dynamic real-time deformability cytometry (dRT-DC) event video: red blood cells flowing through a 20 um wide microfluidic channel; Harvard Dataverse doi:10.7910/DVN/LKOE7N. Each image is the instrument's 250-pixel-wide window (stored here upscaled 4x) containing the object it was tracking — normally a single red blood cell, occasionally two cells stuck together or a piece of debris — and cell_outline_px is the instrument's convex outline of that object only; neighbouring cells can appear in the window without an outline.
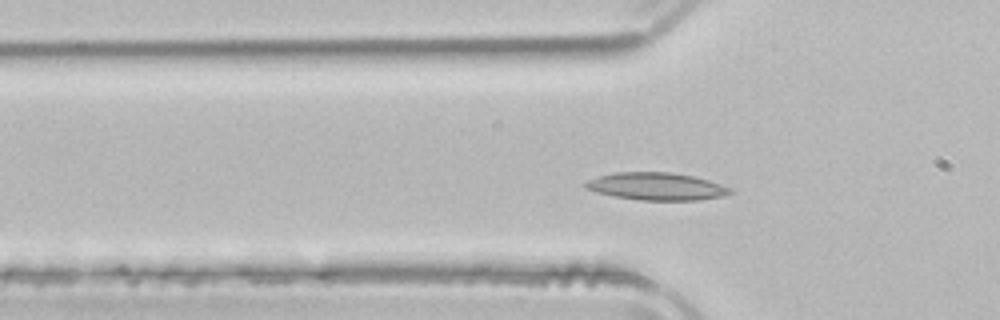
{"species": "common noctule bat (a hibernating species)", "species_latin": "Nyctalus noctula", "temperature_condition": "room temperature", "stored_images_in_passage": 50, "camera_frame_rate_fps": 3000, "um_per_image_px": 0.085, "animal": {"sex": "male", "body_mass_g": 21.5, "forearm_length_mm": 52.0}, "frame": {"image": 1, "passage_image": 14, "time_ms": 4.333, "image_size_px": [1000, 320], "cell_outline_px": [[732, 192], [724, 196], [700, 200], [640, 200], [616, 196], [596, 192], [584, 188], [584, 184], [588, 180], [600, 176], [616, 172], [672, 172], [692, 176], [708, 180], [732, 188]], "centroid_in_image_um": [55.82, 15.84], "position_along_channel_um": 70.0, "area_um2": 23.06}}
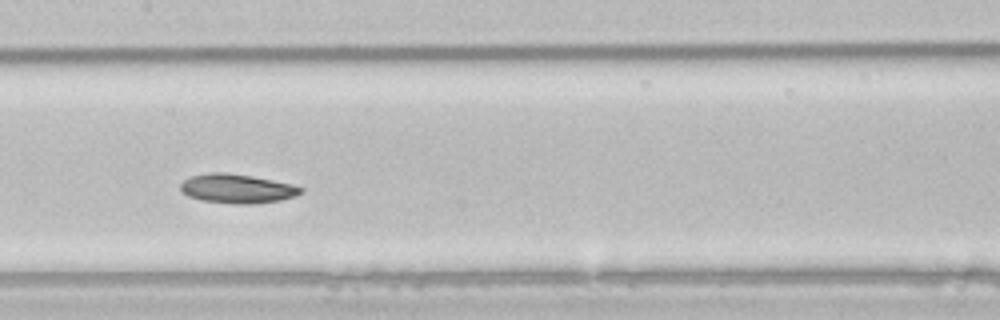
{"frame": {"image": 2, "passage_image": 23, "time_ms": 7.333, "image_size_px": [1000, 320], "cell_outline_px": [[304, 192], [296, 196], [280, 200], [248, 204], [236, 204], [200, 200], [188, 196], [180, 192], [180, 184], [184, 180], [192, 176], [212, 172], [224, 172], [252, 176], [292, 184], [304, 188]], "centroid_in_image_um": [20.15, 16.03], "position_along_channel_um": 187.3, "area_um2": 20.46}}
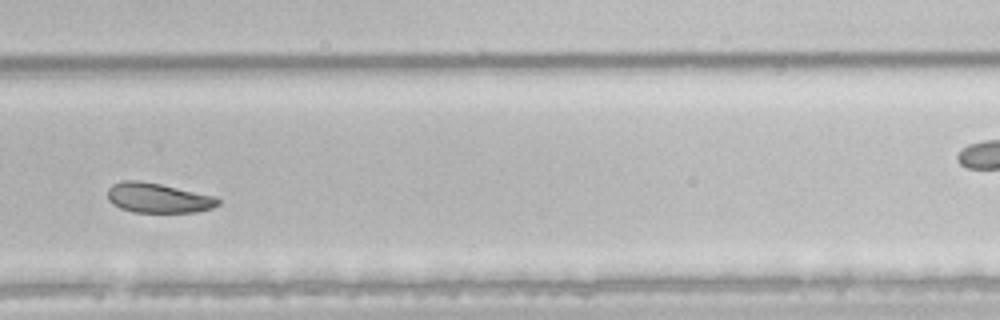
{"frame": {"image": 3, "passage_image": 33, "time_ms": 10.667, "image_size_px": [1000, 320], "cell_outline_px": [[220, 204], [212, 208], [196, 212], [132, 212], [120, 208], [112, 204], [108, 200], [108, 188], [112, 184], [124, 180], [136, 180], [160, 184], [216, 196], [220, 200]], "centroid_in_image_um": [13.43, 16.83], "position_along_channel_um": 316.4, "area_um2": 19.25}, "authors_computed_cell_mechanics": {"area_um2": 21.4438, "velocity_mm_per_s": 3.8881, "shape_relaxation_time_tau1_ms": 2.589, "shape_relaxation_time_tau2_ms": null, "deformation_change_tau1": 0.113, "deformation_change_tau2": null}}